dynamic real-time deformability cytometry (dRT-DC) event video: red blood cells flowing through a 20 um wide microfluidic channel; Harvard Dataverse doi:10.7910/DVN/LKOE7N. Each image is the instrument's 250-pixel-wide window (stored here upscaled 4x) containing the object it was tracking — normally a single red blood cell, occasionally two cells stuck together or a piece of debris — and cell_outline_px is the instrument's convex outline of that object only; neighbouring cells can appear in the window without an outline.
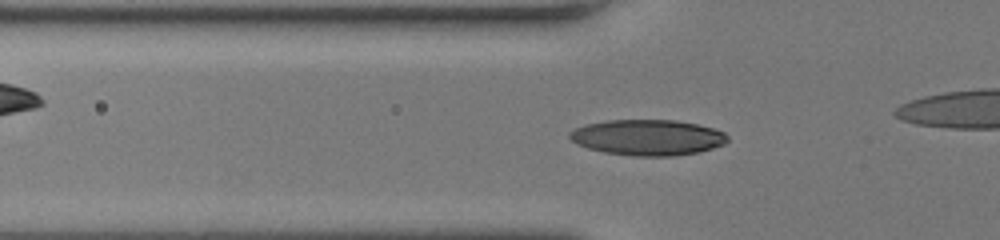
{"species": "human", "species_latin": "Homo sapiens", "temperature_condition": "room temperature", "stored_images_in_passage": 29, "camera_frame_rate_fps": 3000, "um_per_image_px": 0.085, "donor": {"sex": "female"}, "frame": {"image": 1, "passage_image": 6, "time_ms": 1.667, "image_size_px": [1000, 240], "cell_outline_px": [[728, 140], [724, 144], [700, 152], [676, 156], [632, 156], [604, 152], [588, 148], [576, 144], [568, 136], [568, 132], [576, 128], [588, 124], [608, 120], [676, 120], [696, 124], [712, 128], [724, 132], [728, 136]], "centroid_in_image_um": [55.06, 11.69], "position_along_channel_um": 70.7, "area_um2": 32.95}}
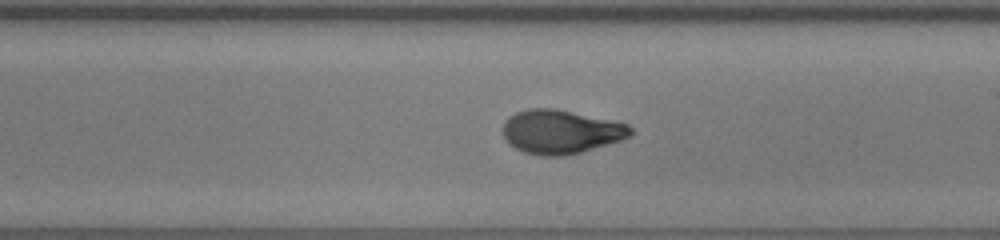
{"frame": {"image": 2, "passage_image": 17, "time_ms": 5.333, "image_size_px": [1000, 240], "cell_outline_px": [[632, 132], [628, 136], [620, 140], [580, 152], [564, 156], [540, 156], [524, 152], [508, 144], [504, 136], [504, 120], [508, 116], [516, 112], [528, 108], [552, 108], [628, 124], [632, 128]], "centroid_in_image_um": [47.61, 11.2], "position_along_channel_um": 241.4, "area_um2": 32.25}}
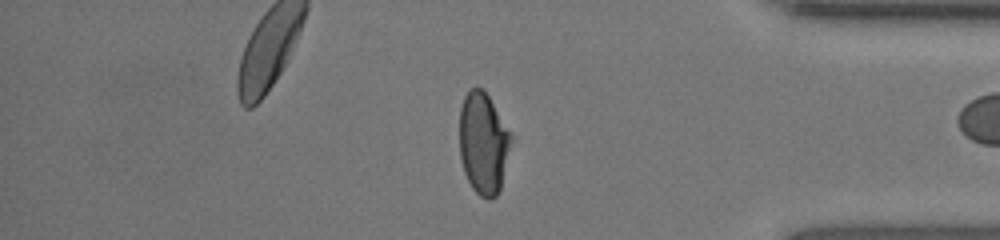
{"frame": {"image": 3, "passage_image": 28, "time_ms": 9.0, "image_size_px": [1000, 240], "cell_outline_px": [[512, 140], [500, 188], [496, 196], [492, 200], [488, 200], [480, 196], [472, 188], [464, 172], [460, 156], [460, 108], [464, 96], [468, 88], [476, 84], [488, 96], [512, 132]], "centroid_in_image_um": [41.08, 12.14], "position_along_channel_um": 394.1, "area_um2": 30.81}}